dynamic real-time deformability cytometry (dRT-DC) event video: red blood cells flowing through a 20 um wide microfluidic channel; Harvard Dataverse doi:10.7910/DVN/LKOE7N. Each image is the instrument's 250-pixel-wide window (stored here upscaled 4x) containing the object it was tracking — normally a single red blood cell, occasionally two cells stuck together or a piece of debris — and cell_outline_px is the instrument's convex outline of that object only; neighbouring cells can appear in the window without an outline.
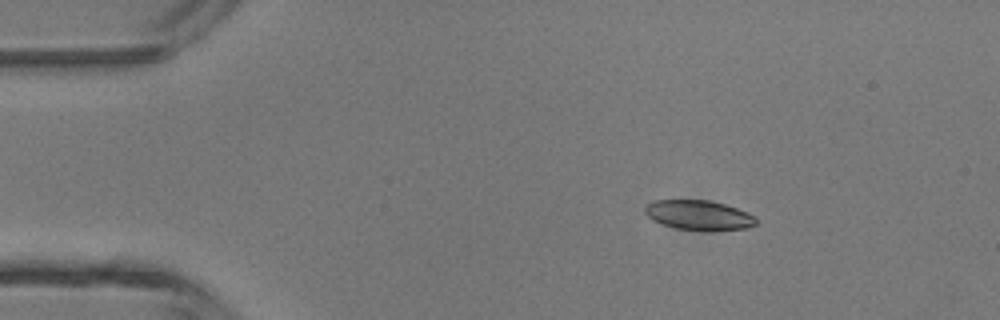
{"species": "common noctule bat (a hibernating species)", "species_latin": "Nyctalus noctula", "temperature_condition": "room temperature", "stored_images_in_passage": 4, "camera_frame_rate_fps": 3000, "um_per_image_px": 0.085, "animal": {"sex": "male", "body_mass_g": 13.3}, "frame": {"image": 1, "passage_image": 2, "time_ms": 0.333, "image_size_px": [1000, 320], "cell_outline_px": [[756, 224], [748, 228], [676, 228], [652, 220], [644, 212], [644, 204], [652, 200], [708, 200], [724, 204], [748, 212], [756, 216]], "centroid_in_image_um": [59.34, 18.23], "position_along_channel_um": 25.7, "area_um2": 18.61}}
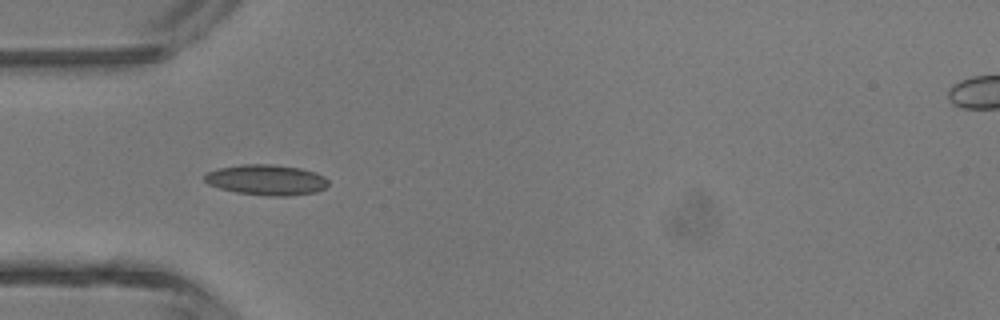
{"frame": {"image": 2, "passage_image": 4, "time_ms": 1.0, "image_size_px": [1000, 320], "cell_outline_px": [[328, 184], [324, 188], [316, 192], [284, 196], [268, 196], [236, 192], [220, 188], [208, 184], [204, 180], [204, 176], [208, 172], [220, 168], [240, 164], [272, 164], [300, 168], [316, 172], [324, 176], [328, 180]], "centroid_in_image_um": [22.66, 15.28], "position_along_channel_um": 62.3, "area_um2": 21.96}}